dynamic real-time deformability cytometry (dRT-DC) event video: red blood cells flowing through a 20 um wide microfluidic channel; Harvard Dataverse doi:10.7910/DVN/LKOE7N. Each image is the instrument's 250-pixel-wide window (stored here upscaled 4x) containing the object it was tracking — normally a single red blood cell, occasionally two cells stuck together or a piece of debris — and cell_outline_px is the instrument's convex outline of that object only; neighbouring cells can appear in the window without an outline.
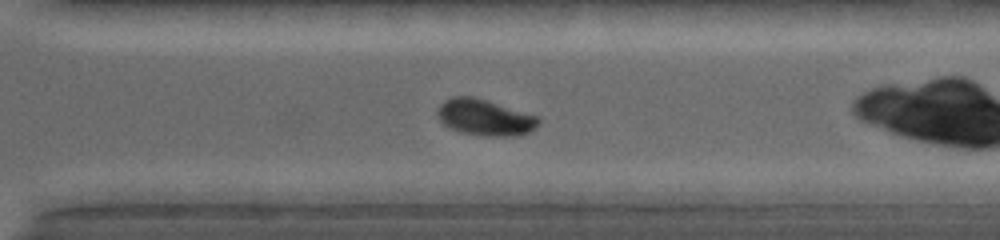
{"species": "common noctule bat (a hibernating species)", "species_latin": "Nyctalus noctula", "temperature_condition": "warm", "stored_images_in_passage": 22, "camera_frame_rate_fps": 5000, "um_per_image_px": 0.085, "animal": {"sex": "female", "body_mass_g": 19.0, "forearm_length_mm": 53.3}, "frame": {"image": 1, "passage_image": 13, "time_ms": 7.2, "image_size_px": [1000, 240], "cell_outline_px": [[540, 120], [536, 128], [528, 132], [512, 136], [484, 136], [460, 132], [444, 124], [436, 116], [436, 108], [444, 100], [452, 96], [472, 96], [540, 116]], "centroid_in_image_um": [41.2, 9.97], "position_along_channel_um": 329.4, "area_um2": 21.44}, "authors_computed_cell_mechanics": {"area_um2": 21.675, "velocity_mm_per_s": 4.0206, "shape_relaxation_time_tau1_ms": 2.5368, "shape_relaxation_time_tau2_ms": 0.8314, "deformation_change_tau1": 0.1352, "deformation_change_tau2": 0.0233}}